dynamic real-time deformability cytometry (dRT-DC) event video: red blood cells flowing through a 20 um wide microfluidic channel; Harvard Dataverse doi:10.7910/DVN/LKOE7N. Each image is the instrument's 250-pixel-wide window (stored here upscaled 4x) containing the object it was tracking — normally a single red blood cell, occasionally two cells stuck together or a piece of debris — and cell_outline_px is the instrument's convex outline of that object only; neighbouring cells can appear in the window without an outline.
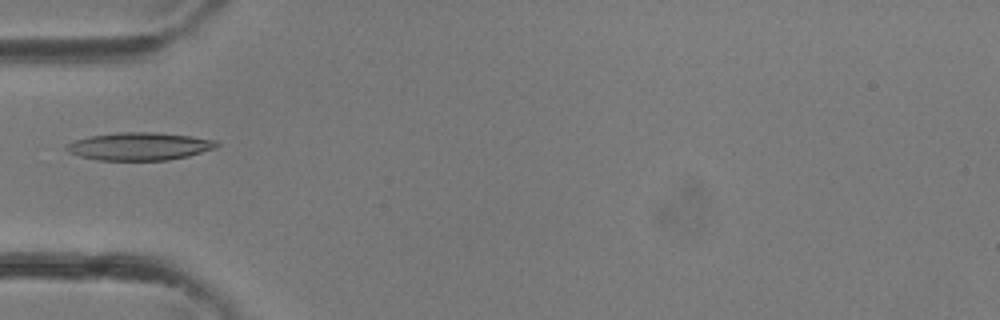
{"species": "common noctule bat (a hibernating species)", "species_latin": "Nyctalus noctula", "temperature_condition": "room temperature", "stored_images_in_passage": 34, "camera_frame_rate_fps": 3000, "um_per_image_px": 0.085, "animal": {"sex": "female"}, "frame": {"image": 1, "passage_image": 11, "time_ms": 3.333, "image_size_px": [1000, 320], "cell_outline_px": [[220, 144], [216, 148], [188, 156], [168, 160], [100, 160], [80, 156], [68, 152], [64, 148], [64, 144], [72, 140], [88, 136], [116, 132], [156, 132], [192, 136], [216, 140]], "centroid_in_image_um": [11.82, 12.42], "position_along_channel_um": 73.2, "area_um2": 24.62}}
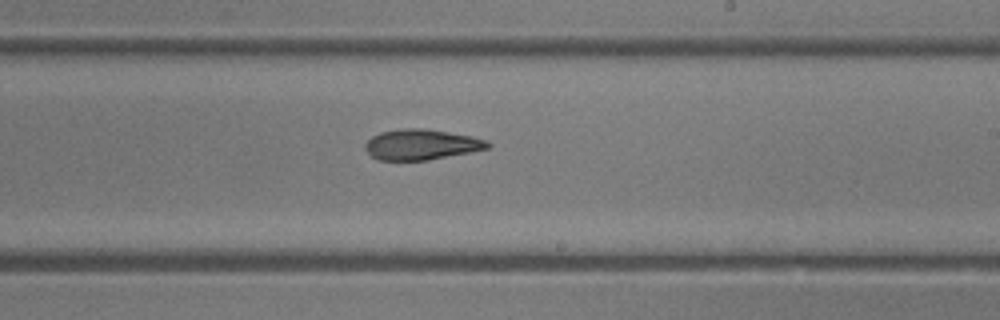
{"frame": {"image": 2, "passage_image": 20, "time_ms": 6.333, "image_size_px": [1000, 320], "cell_outline_px": [[492, 144], [488, 148], [472, 152], [428, 160], [376, 160], [364, 148], [364, 144], [372, 136], [380, 132], [400, 128], [424, 128], [472, 136], [484, 140]], "centroid_in_image_um": [35.79, 12.28], "position_along_channel_um": 253.2, "area_um2": 21.85}}
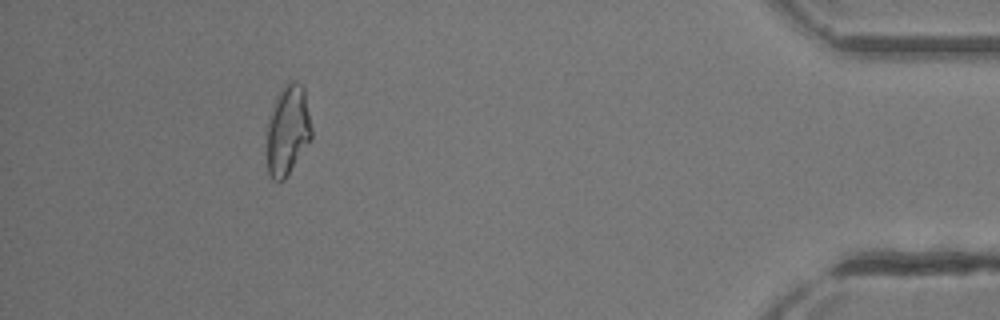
{"frame": {"image": 3, "passage_image": 31, "time_ms": 10.0, "image_size_px": [1000, 320], "cell_outline_px": [[312, 140], [284, 180], [272, 180], [268, 172], [268, 116], [276, 96], [280, 88], [288, 80], [296, 80], [304, 88], [312, 128]], "centroid_in_image_um": [24.48, 11.02], "position_along_channel_um": 410.7, "area_um2": 23.7}}